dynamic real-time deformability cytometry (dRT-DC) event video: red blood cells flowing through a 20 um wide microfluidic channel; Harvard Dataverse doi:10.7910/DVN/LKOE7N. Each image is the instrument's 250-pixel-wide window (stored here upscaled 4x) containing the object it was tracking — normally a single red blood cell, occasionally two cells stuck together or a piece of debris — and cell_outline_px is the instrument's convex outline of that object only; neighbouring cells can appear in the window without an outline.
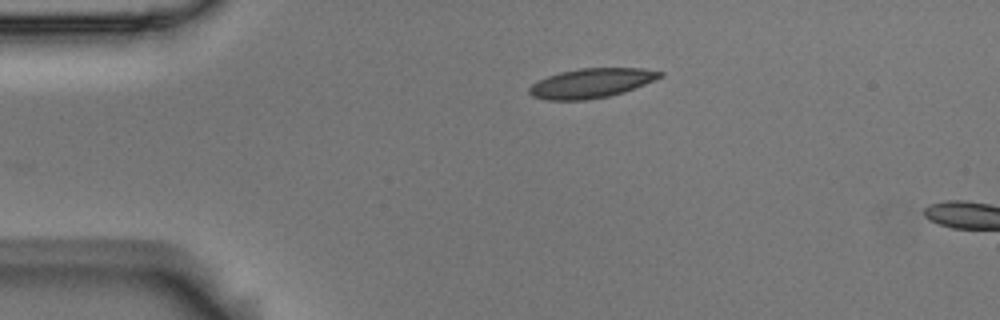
{"species": "Egyptian fruit bat (a non-hibernating species)", "species_latin": "Rousettus aegyptiacus", "temperature_condition": "room temperature", "stored_images_in_passage": 2, "camera_frame_rate_fps": 3000, "um_per_image_px": 0.085, "animal": {"sex": "male"}, "frame": {"image": 1, "passage_image": 1, "time_ms": 0.0, "image_size_px": [1000, 320], "cell_outline_px": [[664, 76], [624, 92], [608, 96], [584, 100], [548, 100], [532, 96], [528, 92], [528, 88], [532, 84], [548, 76], [560, 72], [580, 68], [644, 68], [664, 72]], "centroid_in_image_um": [50.27, 7.06], "position_along_channel_um": 34.7, "area_um2": 22.37}}